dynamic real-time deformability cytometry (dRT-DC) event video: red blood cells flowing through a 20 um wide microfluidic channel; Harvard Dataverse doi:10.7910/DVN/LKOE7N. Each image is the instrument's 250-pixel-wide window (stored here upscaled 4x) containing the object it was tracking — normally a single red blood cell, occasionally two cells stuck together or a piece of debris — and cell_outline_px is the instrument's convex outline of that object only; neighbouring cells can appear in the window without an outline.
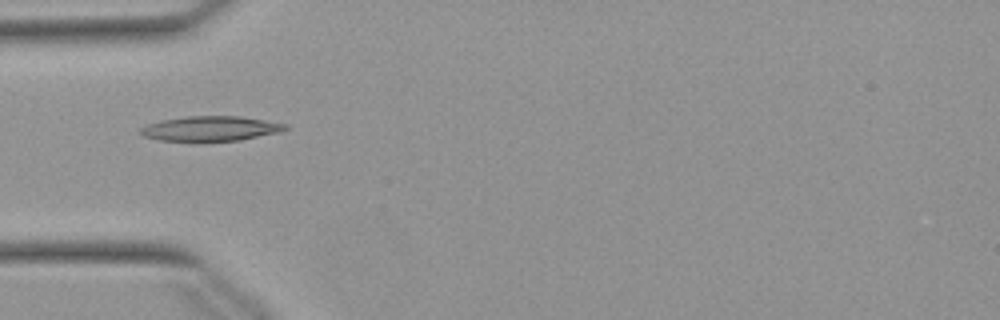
{"species": "Egyptian fruit bat (a non-hibernating species)", "species_latin": "Rousettus aegyptiacus", "temperature_condition": "warm", "stored_images_in_passage": 37, "camera_frame_rate_fps": 3000, "um_per_image_px": 0.085, "animal": {"sex": "female"}, "frame": {"image": 1, "passage_image": 1, "time_ms": 0.0, "image_size_px": [1000, 320], "cell_outline_px": [[288, 128], [256, 136], [236, 140], [164, 140], [148, 136], [140, 132], [144, 128], [152, 124], [164, 120], [192, 116], [236, 116], [284, 124]], "centroid_in_image_um": [17.9, 10.91], "position_along_channel_um": 67.1, "area_um2": 19.36}}
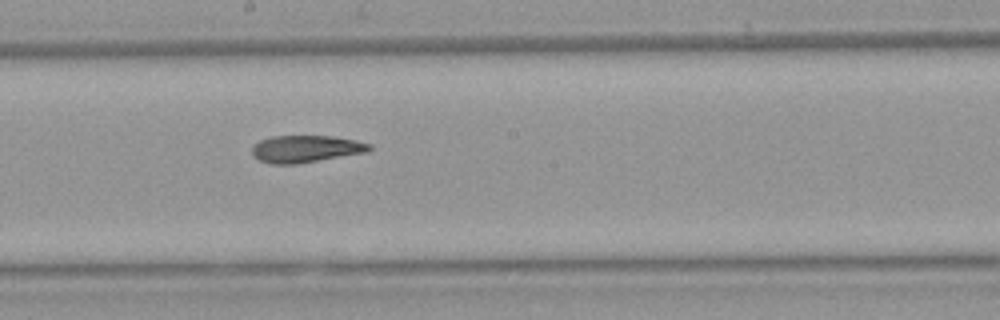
{"frame": {"image": 2, "passage_image": 13, "time_ms": 4.0, "image_size_px": [1000, 320], "cell_outline_px": [[372, 148], [364, 152], [292, 164], [276, 164], [260, 160], [252, 152], [252, 148], [260, 140], [272, 136], [328, 136], [352, 140], [368, 144]], "centroid_in_image_um": [25.93, 12.64], "position_along_channel_um": 222.3, "area_um2": 17.69}}
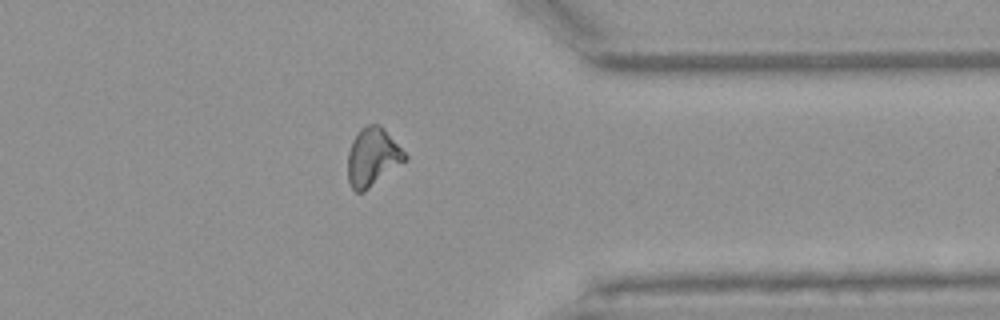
{"frame": {"image": 3, "passage_image": 26, "time_ms": 8.333, "image_size_px": [1000, 320], "cell_outline_px": [[408, 156], [404, 160], [364, 192], [356, 192], [352, 188], [348, 180], [348, 152], [360, 128], [368, 124], [376, 124], [384, 128]], "centroid_in_image_um": [31.65, 13.34], "position_along_channel_um": 379.8, "area_um2": 18.84}, "authors_computed_cell_mechanics": {"area_um2": 18.207, "velocity_mm_per_s": 3.8698, "shape_relaxation_time_tau1_ms": null, "shape_relaxation_time_tau2_ms": 7.2536, "deformation_change_tau1": null, "deformation_change_tau2": 0.1703}}